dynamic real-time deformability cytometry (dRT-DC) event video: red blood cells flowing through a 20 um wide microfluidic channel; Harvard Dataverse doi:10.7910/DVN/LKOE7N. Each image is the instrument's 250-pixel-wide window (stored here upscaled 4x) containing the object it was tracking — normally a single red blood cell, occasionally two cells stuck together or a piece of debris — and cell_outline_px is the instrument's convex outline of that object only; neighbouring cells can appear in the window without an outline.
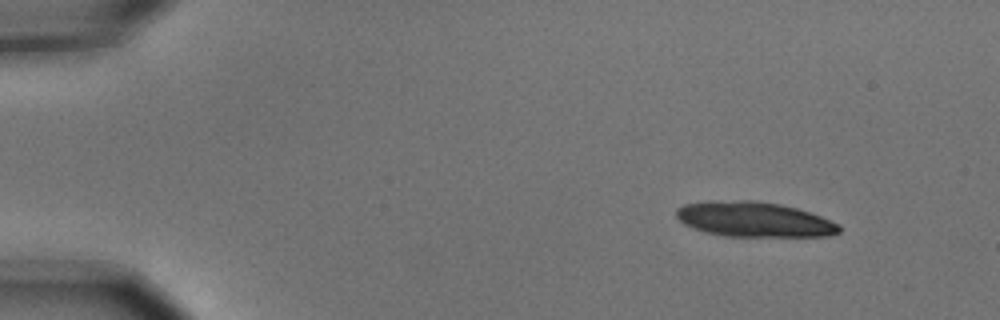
{"species": "common noctule bat (a hibernating species)", "species_latin": "Nyctalus noctula", "temperature_condition": "cold", "stored_images_in_passage": 4, "camera_frame_rate_fps": 3000, "um_per_image_px": 0.085, "animal": {"sex": "male", "body_mass_g": 15.6}, "frame": {"image": 1, "passage_image": 1, "time_ms": 0.0, "image_size_px": [1000, 320], "cell_outline_px": [[840, 232], [828, 236], [724, 236], [704, 232], [684, 224], [676, 216], [676, 208], [684, 204], [712, 200], [752, 200], [780, 204], [796, 208], [820, 216], [840, 224]], "centroid_in_image_um": [64.07, 18.64], "position_along_channel_um": 20.9, "area_um2": 33.29}}